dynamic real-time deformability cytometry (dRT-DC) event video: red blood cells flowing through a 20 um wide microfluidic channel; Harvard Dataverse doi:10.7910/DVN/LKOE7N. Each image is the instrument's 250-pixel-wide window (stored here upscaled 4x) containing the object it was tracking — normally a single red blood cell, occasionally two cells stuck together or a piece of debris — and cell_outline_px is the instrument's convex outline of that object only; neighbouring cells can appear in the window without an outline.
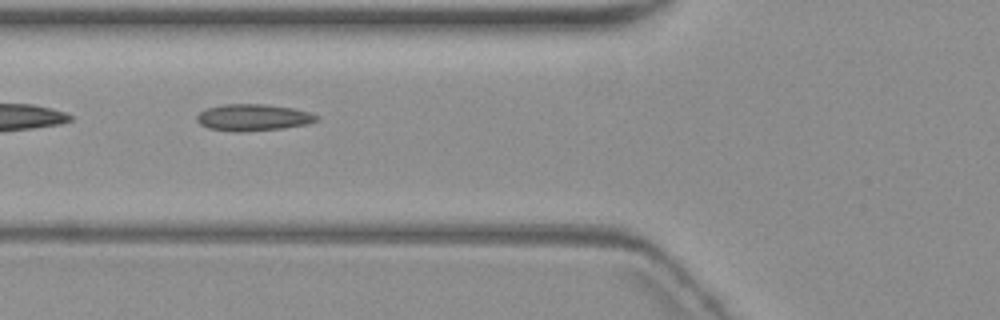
{"species": "common noctule bat (a hibernating species)", "species_latin": "Nyctalus noctula", "temperature_condition": "warm", "stored_images_in_passage": 11, "camera_frame_rate_fps": 3000, "um_per_image_px": 0.085, "animal": {"sex": "female", "body_mass_g": 19.3, "forearm_length_mm": 54.1}, "frame": {"image": 1, "passage_image": 6, "time_ms": 7.0, "image_size_px": [1000, 320], "cell_outline_px": [[320, 120], [304, 124], [284, 128], [240, 132], [236, 132], [208, 128], [200, 124], [196, 120], [196, 116], [200, 112], [208, 108], [224, 104], [264, 104], [292, 108], [308, 112], [320, 116]], "centroid_in_image_um": [21.51, 9.99], "position_along_channel_um": 104.3, "area_um2": 18.55}}
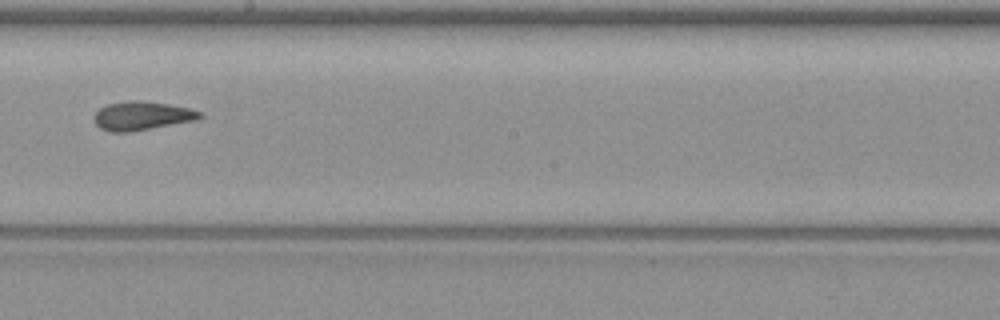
{"frame": {"image": 2, "passage_image": 9, "time_ms": 10.667, "image_size_px": [1000, 320], "cell_outline_px": [[204, 116], [196, 120], [128, 132], [108, 132], [100, 128], [92, 120], [92, 116], [100, 108], [108, 104], [128, 100], [140, 100], [168, 104], [192, 108], [204, 112]], "centroid_in_image_um": [12.06, 9.83], "position_along_channel_um": 236.1, "area_um2": 17.92}}
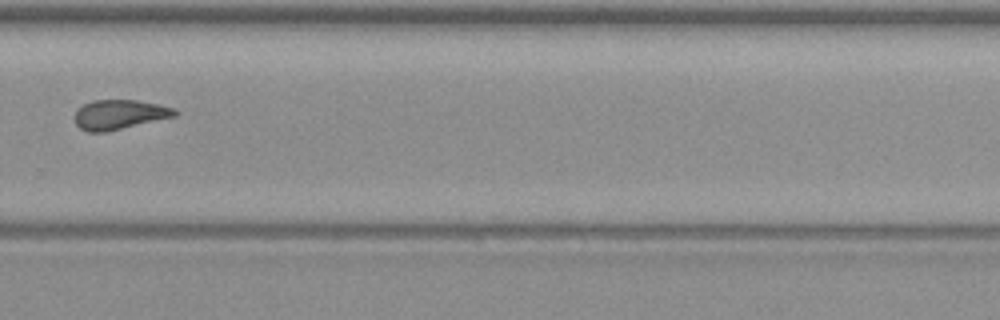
{"frame": {"image": 3, "passage_image": 11, "time_ms": 13.0, "image_size_px": [1000, 320], "cell_outline_px": [[180, 112], [176, 116], [108, 132], [88, 132], [80, 128], [76, 124], [72, 116], [84, 104], [92, 100], [136, 100], [160, 104], [176, 108]], "centroid_in_image_um": [10.18, 9.74], "position_along_channel_um": 319.6, "area_um2": 17.57}}